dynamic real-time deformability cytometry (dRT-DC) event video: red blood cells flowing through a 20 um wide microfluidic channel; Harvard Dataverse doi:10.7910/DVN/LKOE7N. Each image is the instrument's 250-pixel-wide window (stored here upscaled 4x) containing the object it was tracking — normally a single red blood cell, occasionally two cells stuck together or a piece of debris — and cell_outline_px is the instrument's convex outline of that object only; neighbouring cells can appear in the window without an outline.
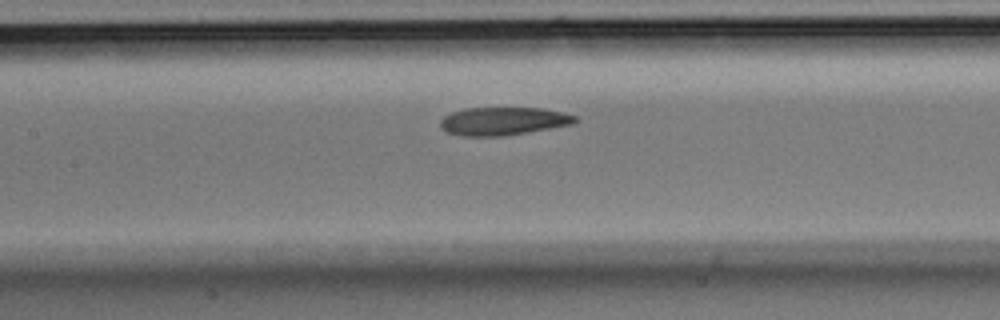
{"species": "Egyptian fruit bat (a non-hibernating species)", "species_latin": "Rousettus aegyptiacus", "temperature_condition": "room temperature", "stored_images_in_passage": 5, "segment_of_instrument_passage": [1, 2], "camera_frame_rate_fps": 3000, "um_per_image_px": 0.085, "animal": {"sex": "male"}, "frame": {"image": 1, "passage_image": 4, "time_ms": 1.0, "image_size_px": [1000, 320], "cell_outline_px": [[580, 120], [572, 124], [528, 132], [504, 136], [460, 136], [448, 132], [440, 128], [440, 120], [444, 116], [452, 112], [464, 108], [540, 108], [564, 112], [576, 116]], "centroid_in_image_um": [42.77, 10.3], "position_along_channel_um": 164.6, "area_um2": 22.14}}